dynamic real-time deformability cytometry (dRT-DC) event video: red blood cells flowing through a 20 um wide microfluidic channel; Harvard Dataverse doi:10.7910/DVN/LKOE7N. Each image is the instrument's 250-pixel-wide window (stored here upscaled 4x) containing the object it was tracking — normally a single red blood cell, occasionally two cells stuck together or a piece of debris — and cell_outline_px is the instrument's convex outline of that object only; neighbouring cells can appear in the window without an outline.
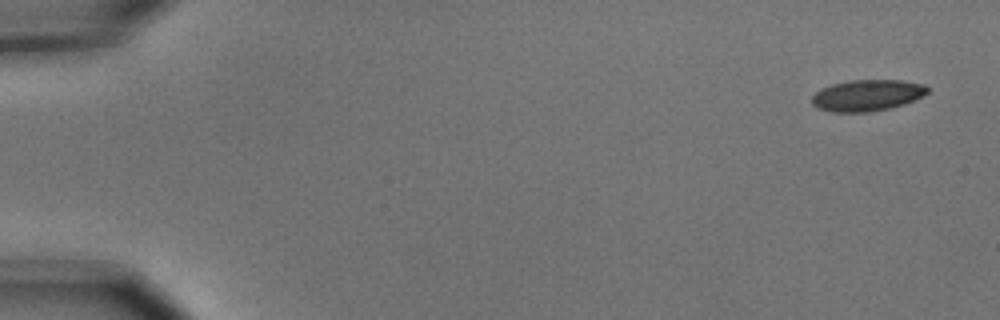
{"species": "common noctule bat (a hibernating species)", "species_latin": "Nyctalus noctula", "temperature_condition": "cold", "stored_images_in_passage": 4, "camera_frame_rate_fps": 3000, "um_per_image_px": 0.085, "animal": {"sex": "male", "body_mass_g": 15.6}, "frame": {"image": 1, "passage_image": 1, "time_ms": 0.0, "image_size_px": [1000, 320], "cell_outline_px": [[928, 92], [924, 96], [916, 100], [904, 104], [888, 108], [868, 112], [832, 112], [816, 108], [812, 104], [812, 96], [820, 88], [832, 84], [848, 80], [900, 80], [924, 84], [928, 88]], "centroid_in_image_um": [73.7, 8.1], "position_along_channel_um": 11.3, "area_um2": 21.27}}